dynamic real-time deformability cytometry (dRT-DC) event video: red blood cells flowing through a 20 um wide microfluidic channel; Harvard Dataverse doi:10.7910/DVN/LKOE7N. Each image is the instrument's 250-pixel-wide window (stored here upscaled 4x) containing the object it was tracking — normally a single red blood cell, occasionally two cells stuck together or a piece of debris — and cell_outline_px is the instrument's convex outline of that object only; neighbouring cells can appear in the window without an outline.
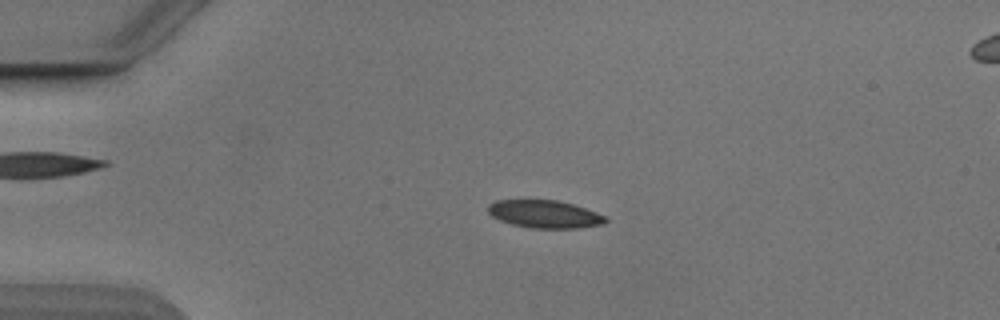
{"species": "Egyptian fruit bat (a non-hibernating species)", "species_latin": "Rousettus aegyptiacus", "temperature_condition": "cold", "stored_images_in_passage": 53, "camera_frame_rate_fps": 3000, "um_per_image_px": 0.085, "animal": {"sex": "male"}, "frame": {"image": 1, "passage_image": 12, "time_ms": 3.667, "image_size_px": [1000, 320], "cell_outline_px": [[608, 220], [604, 224], [580, 228], [528, 228], [512, 224], [500, 220], [492, 216], [488, 212], [488, 204], [496, 200], [556, 200], [572, 204], [596, 212], [604, 216]], "centroid_in_image_um": [46.28, 18.2], "position_along_channel_um": 38.7, "area_um2": 18.96}}
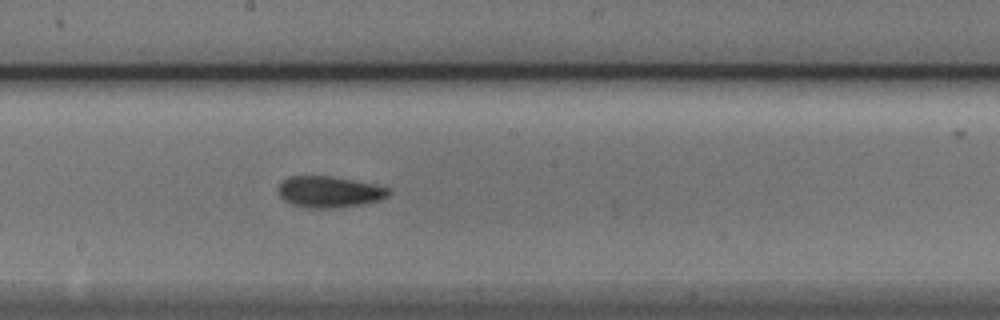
{"frame": {"image": 2, "passage_image": 29, "time_ms": 9.333, "image_size_px": [1000, 320], "cell_outline_px": [[388, 196], [380, 200], [364, 204], [336, 208], [304, 208], [292, 204], [284, 200], [280, 196], [280, 184], [288, 176], [332, 176], [376, 184], [388, 188]], "centroid_in_image_um": [28.0, 16.31], "position_along_channel_um": 220.2, "area_um2": 20.11}}
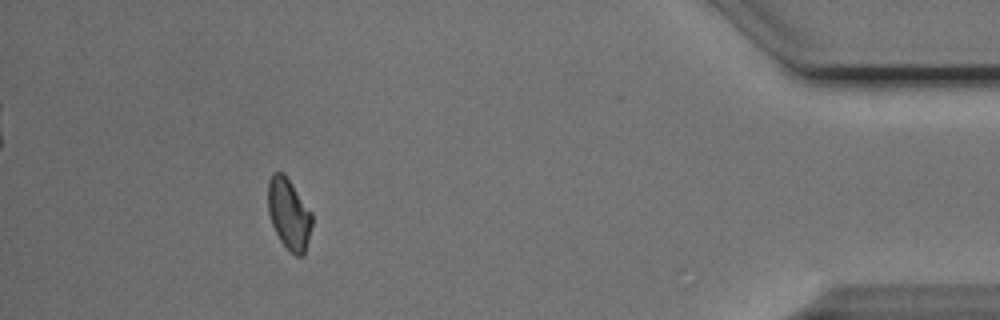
{"frame": {"image": 3, "passage_image": 48, "time_ms": 15.667, "image_size_px": [1000, 320], "cell_outline_px": [[312, 224], [304, 256], [296, 256], [280, 240], [272, 224], [268, 212], [268, 180], [272, 172], [284, 172], [312, 212]], "centroid_in_image_um": [24.56, 18.15], "position_along_channel_um": 410.6, "area_um2": 18.21}, "authors_computed_cell_mechanics": {"area_um2": 19.363, "velocity_mm_per_s": 3.8704, "shape_relaxation_time_tau1_ms": 2.7601, "shape_relaxation_time_tau2_ms": 5.4191, "deformation_change_tau1": 0.0763, "deformation_change_tau2": 0.1022}}